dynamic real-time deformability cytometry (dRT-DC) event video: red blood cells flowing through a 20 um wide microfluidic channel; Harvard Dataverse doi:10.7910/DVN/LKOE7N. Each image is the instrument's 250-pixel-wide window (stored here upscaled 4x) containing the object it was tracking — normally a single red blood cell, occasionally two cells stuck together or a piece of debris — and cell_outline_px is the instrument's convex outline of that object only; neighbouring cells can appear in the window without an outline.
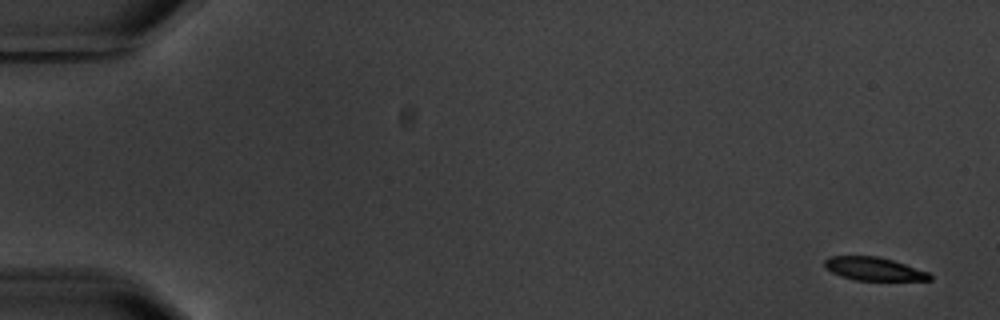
{"species": "common noctule bat (a hibernating species)", "species_latin": "Nyctalus noctula", "temperature_condition": "warm", "stored_images_in_passage": 6, "camera_frame_rate_fps": 3000, "um_per_image_px": 0.085, "animal": {"sex": "male", "body_mass_g": 20.1, "forearm_length_mm": 53.5}, "frame": {"image": 1, "passage_image": 1, "time_ms": 0.0, "image_size_px": [1000, 320], "cell_outline_px": [[932, 280], [856, 280], [840, 276], [832, 272], [824, 264], [824, 260], [828, 256], [880, 256], [928, 272], [932, 276]], "centroid_in_image_um": [74.26, 22.85], "position_along_channel_um": 10.7, "area_um2": 14.1}}
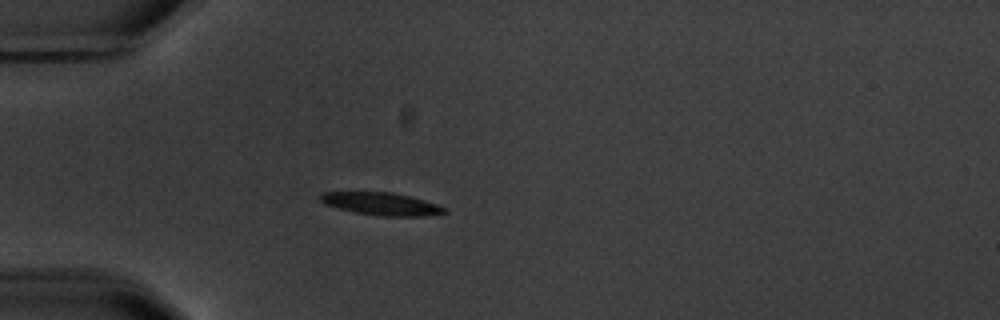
{"frame": {"image": 2, "passage_image": 5, "time_ms": 5.0, "image_size_px": [1000, 320], "cell_outline_px": [[448, 212], [424, 216], [380, 216], [356, 212], [324, 204], [320, 200], [320, 192], [392, 192], [424, 200], [448, 208]], "centroid_in_image_um": [32.44, 17.32], "position_along_channel_um": 52.6, "area_um2": 16.24}}